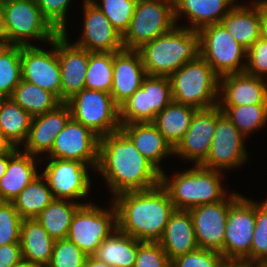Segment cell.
Returning <instances> with one entry per match:
<instances>
[{"instance_id":"f1b7e54d","label":"cell","mask_w":267,"mask_h":267,"mask_svg":"<svg viewBox=\"0 0 267 267\" xmlns=\"http://www.w3.org/2000/svg\"><path fill=\"white\" fill-rule=\"evenodd\" d=\"M138 252V239L114 231L92 255L110 267H134Z\"/></svg>"},{"instance_id":"6da1fadb","label":"cell","mask_w":267,"mask_h":267,"mask_svg":"<svg viewBox=\"0 0 267 267\" xmlns=\"http://www.w3.org/2000/svg\"><path fill=\"white\" fill-rule=\"evenodd\" d=\"M96 170L106 179L113 197L161 184V172L121 129L100 138Z\"/></svg>"},{"instance_id":"680465c9","label":"cell","mask_w":267,"mask_h":267,"mask_svg":"<svg viewBox=\"0 0 267 267\" xmlns=\"http://www.w3.org/2000/svg\"><path fill=\"white\" fill-rule=\"evenodd\" d=\"M259 266L260 267H267V258Z\"/></svg>"},{"instance_id":"db71d44e","label":"cell","mask_w":267,"mask_h":267,"mask_svg":"<svg viewBox=\"0 0 267 267\" xmlns=\"http://www.w3.org/2000/svg\"><path fill=\"white\" fill-rule=\"evenodd\" d=\"M11 147V144L0 133V155L7 152Z\"/></svg>"},{"instance_id":"d4e9b609","label":"cell","mask_w":267,"mask_h":267,"mask_svg":"<svg viewBox=\"0 0 267 267\" xmlns=\"http://www.w3.org/2000/svg\"><path fill=\"white\" fill-rule=\"evenodd\" d=\"M158 242L170 261L199 248L189 210H175L170 215Z\"/></svg>"},{"instance_id":"6f0895ef","label":"cell","mask_w":267,"mask_h":267,"mask_svg":"<svg viewBox=\"0 0 267 267\" xmlns=\"http://www.w3.org/2000/svg\"><path fill=\"white\" fill-rule=\"evenodd\" d=\"M226 267H254V265L243 264V263H228Z\"/></svg>"},{"instance_id":"f6af8a7d","label":"cell","mask_w":267,"mask_h":267,"mask_svg":"<svg viewBox=\"0 0 267 267\" xmlns=\"http://www.w3.org/2000/svg\"><path fill=\"white\" fill-rule=\"evenodd\" d=\"M134 267H171V261L159 242L139 241Z\"/></svg>"},{"instance_id":"30bf717a","label":"cell","mask_w":267,"mask_h":267,"mask_svg":"<svg viewBox=\"0 0 267 267\" xmlns=\"http://www.w3.org/2000/svg\"><path fill=\"white\" fill-rule=\"evenodd\" d=\"M111 203L109 210L93 203L82 205L72 219L67 238L88 256L117 230L116 208Z\"/></svg>"},{"instance_id":"836d02e7","label":"cell","mask_w":267,"mask_h":267,"mask_svg":"<svg viewBox=\"0 0 267 267\" xmlns=\"http://www.w3.org/2000/svg\"><path fill=\"white\" fill-rule=\"evenodd\" d=\"M10 99L32 117L52 111L62 103L51 92L24 80L15 87Z\"/></svg>"},{"instance_id":"c3c4849f","label":"cell","mask_w":267,"mask_h":267,"mask_svg":"<svg viewBox=\"0 0 267 267\" xmlns=\"http://www.w3.org/2000/svg\"><path fill=\"white\" fill-rule=\"evenodd\" d=\"M22 259L20 242L0 246V267H12Z\"/></svg>"},{"instance_id":"681fc988","label":"cell","mask_w":267,"mask_h":267,"mask_svg":"<svg viewBox=\"0 0 267 267\" xmlns=\"http://www.w3.org/2000/svg\"><path fill=\"white\" fill-rule=\"evenodd\" d=\"M261 37L267 40V0H259Z\"/></svg>"},{"instance_id":"9c48e42d","label":"cell","mask_w":267,"mask_h":267,"mask_svg":"<svg viewBox=\"0 0 267 267\" xmlns=\"http://www.w3.org/2000/svg\"><path fill=\"white\" fill-rule=\"evenodd\" d=\"M66 103L72 118L100 138L120 130V107L110 93L84 88Z\"/></svg>"},{"instance_id":"d6986e66","label":"cell","mask_w":267,"mask_h":267,"mask_svg":"<svg viewBox=\"0 0 267 267\" xmlns=\"http://www.w3.org/2000/svg\"><path fill=\"white\" fill-rule=\"evenodd\" d=\"M83 5V33L74 44L89 52H118L124 49L122 35L104 13L91 0H84Z\"/></svg>"},{"instance_id":"7dc6e473","label":"cell","mask_w":267,"mask_h":267,"mask_svg":"<svg viewBox=\"0 0 267 267\" xmlns=\"http://www.w3.org/2000/svg\"><path fill=\"white\" fill-rule=\"evenodd\" d=\"M245 73L264 78L267 76V40L260 37L247 49Z\"/></svg>"},{"instance_id":"7bdbcfd3","label":"cell","mask_w":267,"mask_h":267,"mask_svg":"<svg viewBox=\"0 0 267 267\" xmlns=\"http://www.w3.org/2000/svg\"><path fill=\"white\" fill-rule=\"evenodd\" d=\"M228 262L215 250L198 248L171 261V267H226Z\"/></svg>"},{"instance_id":"1f68e13d","label":"cell","mask_w":267,"mask_h":267,"mask_svg":"<svg viewBox=\"0 0 267 267\" xmlns=\"http://www.w3.org/2000/svg\"><path fill=\"white\" fill-rule=\"evenodd\" d=\"M32 116L10 98L0 102V133L11 144L19 148L28 136Z\"/></svg>"},{"instance_id":"91938a15","label":"cell","mask_w":267,"mask_h":267,"mask_svg":"<svg viewBox=\"0 0 267 267\" xmlns=\"http://www.w3.org/2000/svg\"><path fill=\"white\" fill-rule=\"evenodd\" d=\"M7 1H10V0H0V4L7 2Z\"/></svg>"},{"instance_id":"e0dca14e","label":"cell","mask_w":267,"mask_h":267,"mask_svg":"<svg viewBox=\"0 0 267 267\" xmlns=\"http://www.w3.org/2000/svg\"><path fill=\"white\" fill-rule=\"evenodd\" d=\"M217 120V106L197 109L182 140L174 148L180 156L194 165H201L208 157Z\"/></svg>"},{"instance_id":"b9f144b4","label":"cell","mask_w":267,"mask_h":267,"mask_svg":"<svg viewBox=\"0 0 267 267\" xmlns=\"http://www.w3.org/2000/svg\"><path fill=\"white\" fill-rule=\"evenodd\" d=\"M22 218L12 202L0 203V246L20 242Z\"/></svg>"},{"instance_id":"ffe728a7","label":"cell","mask_w":267,"mask_h":267,"mask_svg":"<svg viewBox=\"0 0 267 267\" xmlns=\"http://www.w3.org/2000/svg\"><path fill=\"white\" fill-rule=\"evenodd\" d=\"M72 118L70 106L62 102L54 110L32 117L29 133L23 143L24 152L39 158L44 152L47 155L57 135Z\"/></svg>"},{"instance_id":"5bb4252c","label":"cell","mask_w":267,"mask_h":267,"mask_svg":"<svg viewBox=\"0 0 267 267\" xmlns=\"http://www.w3.org/2000/svg\"><path fill=\"white\" fill-rule=\"evenodd\" d=\"M49 51L35 46H21L22 80L54 94L61 101V71L57 57V36Z\"/></svg>"},{"instance_id":"277c9868","label":"cell","mask_w":267,"mask_h":267,"mask_svg":"<svg viewBox=\"0 0 267 267\" xmlns=\"http://www.w3.org/2000/svg\"><path fill=\"white\" fill-rule=\"evenodd\" d=\"M223 173L201 165L175 173L172 178H168L163 171L161 185L168 191L175 210H189L195 206L222 201L229 196L221 184Z\"/></svg>"},{"instance_id":"d590c367","label":"cell","mask_w":267,"mask_h":267,"mask_svg":"<svg viewBox=\"0 0 267 267\" xmlns=\"http://www.w3.org/2000/svg\"><path fill=\"white\" fill-rule=\"evenodd\" d=\"M114 52H90L85 89L111 93Z\"/></svg>"},{"instance_id":"2e32d148","label":"cell","mask_w":267,"mask_h":267,"mask_svg":"<svg viewBox=\"0 0 267 267\" xmlns=\"http://www.w3.org/2000/svg\"><path fill=\"white\" fill-rule=\"evenodd\" d=\"M41 175L47 181L55 199H81L90 190L89 164L77 161L49 158ZM89 167H88V166Z\"/></svg>"},{"instance_id":"3957f363","label":"cell","mask_w":267,"mask_h":267,"mask_svg":"<svg viewBox=\"0 0 267 267\" xmlns=\"http://www.w3.org/2000/svg\"><path fill=\"white\" fill-rule=\"evenodd\" d=\"M146 74L167 76L201 56L200 35L196 30L176 25L138 49Z\"/></svg>"},{"instance_id":"e575fe53","label":"cell","mask_w":267,"mask_h":267,"mask_svg":"<svg viewBox=\"0 0 267 267\" xmlns=\"http://www.w3.org/2000/svg\"><path fill=\"white\" fill-rule=\"evenodd\" d=\"M219 108L244 137L263 128L267 123V104L219 106Z\"/></svg>"},{"instance_id":"7a4b0ae2","label":"cell","mask_w":267,"mask_h":267,"mask_svg":"<svg viewBox=\"0 0 267 267\" xmlns=\"http://www.w3.org/2000/svg\"><path fill=\"white\" fill-rule=\"evenodd\" d=\"M113 199L117 229L139 241L158 242L175 211L168 191L161 184L148 190L122 193Z\"/></svg>"},{"instance_id":"8d00e7d4","label":"cell","mask_w":267,"mask_h":267,"mask_svg":"<svg viewBox=\"0 0 267 267\" xmlns=\"http://www.w3.org/2000/svg\"><path fill=\"white\" fill-rule=\"evenodd\" d=\"M150 122L149 75L142 86L120 106L121 125Z\"/></svg>"},{"instance_id":"44dd1931","label":"cell","mask_w":267,"mask_h":267,"mask_svg":"<svg viewBox=\"0 0 267 267\" xmlns=\"http://www.w3.org/2000/svg\"><path fill=\"white\" fill-rule=\"evenodd\" d=\"M147 76L142 57L138 50L122 49L114 52L113 83L111 96L120 107L141 86Z\"/></svg>"},{"instance_id":"ba28073f","label":"cell","mask_w":267,"mask_h":267,"mask_svg":"<svg viewBox=\"0 0 267 267\" xmlns=\"http://www.w3.org/2000/svg\"><path fill=\"white\" fill-rule=\"evenodd\" d=\"M201 57L219 76L243 73L247 49L239 44L221 23L209 24L198 30Z\"/></svg>"},{"instance_id":"52a82bcc","label":"cell","mask_w":267,"mask_h":267,"mask_svg":"<svg viewBox=\"0 0 267 267\" xmlns=\"http://www.w3.org/2000/svg\"><path fill=\"white\" fill-rule=\"evenodd\" d=\"M175 26L173 0H138L129 28L122 36L123 47L138 50Z\"/></svg>"},{"instance_id":"f907efd6","label":"cell","mask_w":267,"mask_h":267,"mask_svg":"<svg viewBox=\"0 0 267 267\" xmlns=\"http://www.w3.org/2000/svg\"><path fill=\"white\" fill-rule=\"evenodd\" d=\"M84 267H110L104 262L97 260L93 256H87Z\"/></svg>"},{"instance_id":"bcb514c9","label":"cell","mask_w":267,"mask_h":267,"mask_svg":"<svg viewBox=\"0 0 267 267\" xmlns=\"http://www.w3.org/2000/svg\"><path fill=\"white\" fill-rule=\"evenodd\" d=\"M43 16L59 32L66 31V14L71 0H35Z\"/></svg>"},{"instance_id":"ab89813d","label":"cell","mask_w":267,"mask_h":267,"mask_svg":"<svg viewBox=\"0 0 267 267\" xmlns=\"http://www.w3.org/2000/svg\"><path fill=\"white\" fill-rule=\"evenodd\" d=\"M267 258V198L255 202V229L250 249V265L259 266Z\"/></svg>"},{"instance_id":"11a10c76","label":"cell","mask_w":267,"mask_h":267,"mask_svg":"<svg viewBox=\"0 0 267 267\" xmlns=\"http://www.w3.org/2000/svg\"><path fill=\"white\" fill-rule=\"evenodd\" d=\"M0 39H8L4 23V16L0 8Z\"/></svg>"},{"instance_id":"ee69618b","label":"cell","mask_w":267,"mask_h":267,"mask_svg":"<svg viewBox=\"0 0 267 267\" xmlns=\"http://www.w3.org/2000/svg\"><path fill=\"white\" fill-rule=\"evenodd\" d=\"M150 122L173 101L171 83L167 76L149 75Z\"/></svg>"},{"instance_id":"7402d4cb","label":"cell","mask_w":267,"mask_h":267,"mask_svg":"<svg viewBox=\"0 0 267 267\" xmlns=\"http://www.w3.org/2000/svg\"><path fill=\"white\" fill-rule=\"evenodd\" d=\"M266 81L245 72L219 77L218 106L267 104Z\"/></svg>"},{"instance_id":"8fae6325","label":"cell","mask_w":267,"mask_h":267,"mask_svg":"<svg viewBox=\"0 0 267 267\" xmlns=\"http://www.w3.org/2000/svg\"><path fill=\"white\" fill-rule=\"evenodd\" d=\"M255 229V201L240 196L229 208L223 257L228 263L250 265V249Z\"/></svg>"},{"instance_id":"603a6c76","label":"cell","mask_w":267,"mask_h":267,"mask_svg":"<svg viewBox=\"0 0 267 267\" xmlns=\"http://www.w3.org/2000/svg\"><path fill=\"white\" fill-rule=\"evenodd\" d=\"M36 158L14 146L8 150L7 169L0 178V199L2 201L12 202L39 175L36 162L42 158L38 160Z\"/></svg>"},{"instance_id":"8992f818","label":"cell","mask_w":267,"mask_h":267,"mask_svg":"<svg viewBox=\"0 0 267 267\" xmlns=\"http://www.w3.org/2000/svg\"><path fill=\"white\" fill-rule=\"evenodd\" d=\"M8 40L28 46L31 40L51 42L59 32L43 16L35 0H10L0 4Z\"/></svg>"},{"instance_id":"9a60e30c","label":"cell","mask_w":267,"mask_h":267,"mask_svg":"<svg viewBox=\"0 0 267 267\" xmlns=\"http://www.w3.org/2000/svg\"><path fill=\"white\" fill-rule=\"evenodd\" d=\"M100 137L71 118L55 138L46 159H63L89 164L93 169L99 162Z\"/></svg>"},{"instance_id":"4fadbf2b","label":"cell","mask_w":267,"mask_h":267,"mask_svg":"<svg viewBox=\"0 0 267 267\" xmlns=\"http://www.w3.org/2000/svg\"><path fill=\"white\" fill-rule=\"evenodd\" d=\"M241 196L235 191L222 201L189 209L199 248L218 251L223 256L227 215L230 206ZM227 198V199H226Z\"/></svg>"},{"instance_id":"4dcf8cb0","label":"cell","mask_w":267,"mask_h":267,"mask_svg":"<svg viewBox=\"0 0 267 267\" xmlns=\"http://www.w3.org/2000/svg\"><path fill=\"white\" fill-rule=\"evenodd\" d=\"M85 204L54 198L35 219L54 240L67 238L76 211Z\"/></svg>"},{"instance_id":"cb8c5ba5","label":"cell","mask_w":267,"mask_h":267,"mask_svg":"<svg viewBox=\"0 0 267 267\" xmlns=\"http://www.w3.org/2000/svg\"><path fill=\"white\" fill-rule=\"evenodd\" d=\"M236 0H173L174 19L178 25V18L181 15L189 18L192 30L198 31L200 28L220 23L225 15L236 5ZM235 3V4H234ZM181 14V15H180Z\"/></svg>"},{"instance_id":"60d3db41","label":"cell","mask_w":267,"mask_h":267,"mask_svg":"<svg viewBox=\"0 0 267 267\" xmlns=\"http://www.w3.org/2000/svg\"><path fill=\"white\" fill-rule=\"evenodd\" d=\"M87 254L68 238L55 240L47 267H84Z\"/></svg>"},{"instance_id":"484cf974","label":"cell","mask_w":267,"mask_h":267,"mask_svg":"<svg viewBox=\"0 0 267 267\" xmlns=\"http://www.w3.org/2000/svg\"><path fill=\"white\" fill-rule=\"evenodd\" d=\"M120 129L131 139L136 149L148 159L161 173L162 159L174 155V149L152 122L129 123Z\"/></svg>"},{"instance_id":"83f0119b","label":"cell","mask_w":267,"mask_h":267,"mask_svg":"<svg viewBox=\"0 0 267 267\" xmlns=\"http://www.w3.org/2000/svg\"><path fill=\"white\" fill-rule=\"evenodd\" d=\"M55 240L36 219H22L20 246L23 260L47 267Z\"/></svg>"},{"instance_id":"9f6ffc18","label":"cell","mask_w":267,"mask_h":267,"mask_svg":"<svg viewBox=\"0 0 267 267\" xmlns=\"http://www.w3.org/2000/svg\"><path fill=\"white\" fill-rule=\"evenodd\" d=\"M12 267H39V266H37L35 264H32L31 262L22 259L19 263L15 264Z\"/></svg>"},{"instance_id":"5b68a950","label":"cell","mask_w":267,"mask_h":267,"mask_svg":"<svg viewBox=\"0 0 267 267\" xmlns=\"http://www.w3.org/2000/svg\"><path fill=\"white\" fill-rule=\"evenodd\" d=\"M169 80L173 101L196 109L218 105L219 76L201 56L182 65Z\"/></svg>"},{"instance_id":"f35d334b","label":"cell","mask_w":267,"mask_h":267,"mask_svg":"<svg viewBox=\"0 0 267 267\" xmlns=\"http://www.w3.org/2000/svg\"><path fill=\"white\" fill-rule=\"evenodd\" d=\"M123 36L128 30L138 0H91Z\"/></svg>"},{"instance_id":"d6a6232c","label":"cell","mask_w":267,"mask_h":267,"mask_svg":"<svg viewBox=\"0 0 267 267\" xmlns=\"http://www.w3.org/2000/svg\"><path fill=\"white\" fill-rule=\"evenodd\" d=\"M53 200L54 197L47 181L39 174L12 203L22 219H35Z\"/></svg>"},{"instance_id":"74e56055","label":"cell","mask_w":267,"mask_h":267,"mask_svg":"<svg viewBox=\"0 0 267 267\" xmlns=\"http://www.w3.org/2000/svg\"><path fill=\"white\" fill-rule=\"evenodd\" d=\"M21 80V46L13 45L0 57V96L10 98Z\"/></svg>"},{"instance_id":"816d5d0a","label":"cell","mask_w":267,"mask_h":267,"mask_svg":"<svg viewBox=\"0 0 267 267\" xmlns=\"http://www.w3.org/2000/svg\"><path fill=\"white\" fill-rule=\"evenodd\" d=\"M8 165V151L0 155V178L5 174Z\"/></svg>"},{"instance_id":"7c38bea8","label":"cell","mask_w":267,"mask_h":267,"mask_svg":"<svg viewBox=\"0 0 267 267\" xmlns=\"http://www.w3.org/2000/svg\"><path fill=\"white\" fill-rule=\"evenodd\" d=\"M245 138L217 105V120L208 157L202 167L222 171L237 168L248 158Z\"/></svg>"},{"instance_id":"4316f807","label":"cell","mask_w":267,"mask_h":267,"mask_svg":"<svg viewBox=\"0 0 267 267\" xmlns=\"http://www.w3.org/2000/svg\"><path fill=\"white\" fill-rule=\"evenodd\" d=\"M250 6L249 4L248 6L235 5L220 22L246 49H249L261 37L259 0H254Z\"/></svg>"},{"instance_id":"f546056e","label":"cell","mask_w":267,"mask_h":267,"mask_svg":"<svg viewBox=\"0 0 267 267\" xmlns=\"http://www.w3.org/2000/svg\"><path fill=\"white\" fill-rule=\"evenodd\" d=\"M197 109L175 101L159 112L152 122L174 149L187 132Z\"/></svg>"},{"instance_id":"ac0fdd59","label":"cell","mask_w":267,"mask_h":267,"mask_svg":"<svg viewBox=\"0 0 267 267\" xmlns=\"http://www.w3.org/2000/svg\"><path fill=\"white\" fill-rule=\"evenodd\" d=\"M90 52L68 42L67 31L57 35V57L61 71V102L85 88Z\"/></svg>"},{"instance_id":"f5cc1de1","label":"cell","mask_w":267,"mask_h":267,"mask_svg":"<svg viewBox=\"0 0 267 267\" xmlns=\"http://www.w3.org/2000/svg\"><path fill=\"white\" fill-rule=\"evenodd\" d=\"M12 46L13 44L8 39H0V57Z\"/></svg>"}]
</instances>
